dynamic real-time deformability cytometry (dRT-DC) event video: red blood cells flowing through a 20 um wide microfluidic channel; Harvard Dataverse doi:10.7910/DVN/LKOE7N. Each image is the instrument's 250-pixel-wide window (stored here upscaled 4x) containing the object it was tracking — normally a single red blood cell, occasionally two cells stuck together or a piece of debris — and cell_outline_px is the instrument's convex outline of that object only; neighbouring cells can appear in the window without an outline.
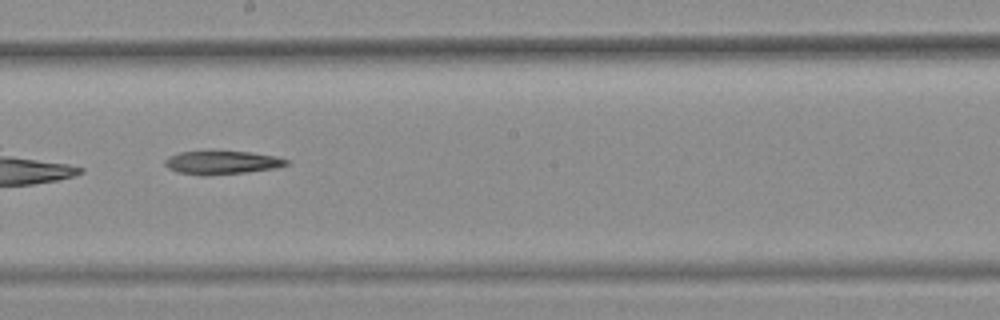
{"species": "common noctule bat (a hibernating species)", "species_latin": "Nyctalus noctula", "temperature_condition": "warm", "stored_images_in_passage": 32, "camera_frame_rate_fps": 3000, "um_per_image_px": 0.085, "animal": {"sex": "female", "body_mass_g": 25.1}, "frame": {"image": 1, "passage_image": 14, "time_ms": 4.333, "image_size_px": [1000, 320], "cell_outline_px": [[288, 164], [276, 168], [244, 172], [204, 176], [200, 176], [176, 172], [168, 168], [164, 164], [164, 160], [168, 156], [180, 152], [212, 148], [248, 152], [276, 156], [288, 160]], "centroid_in_image_um": [18.78, 13.77], "position_along_channel_um": 229.4, "area_um2": 17.4}}